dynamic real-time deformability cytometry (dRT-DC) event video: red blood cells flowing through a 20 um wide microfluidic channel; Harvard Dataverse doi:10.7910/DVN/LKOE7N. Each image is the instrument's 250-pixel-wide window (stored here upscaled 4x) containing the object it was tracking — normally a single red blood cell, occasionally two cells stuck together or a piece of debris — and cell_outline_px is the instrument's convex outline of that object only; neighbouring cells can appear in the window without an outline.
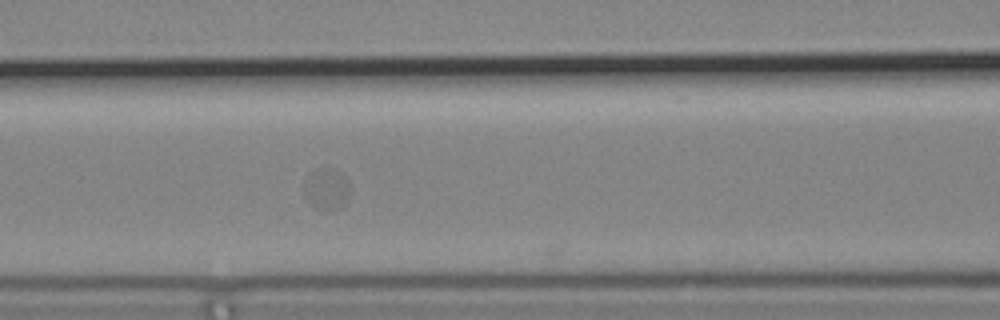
{"species": "common noctule bat (a hibernating species)", "species_latin": "Nyctalus noctula", "temperature_condition": "cold", "stored_images_in_passage": 8, "camera_frame_rate_fps": 3000, "um_per_image_px": 0.085, "animal": {"sex": "male", "body_mass_g": 19.2, "forearm_length_mm": 51.8}, "frame": {"image": 1, "passage_image": 6, "time_ms": 1.667, "image_size_px": [1000, 320], "cell_outline_px": [[352, 188], [348, 204], [332, 212], [316, 208], [308, 200], [304, 188], [304, 180], [308, 176], [320, 168], [332, 168], [340, 172], [344, 176]], "centroid_in_image_um": [27.85, 16.11], "position_along_channel_um": 138.8, "area_um2": 11.39}}